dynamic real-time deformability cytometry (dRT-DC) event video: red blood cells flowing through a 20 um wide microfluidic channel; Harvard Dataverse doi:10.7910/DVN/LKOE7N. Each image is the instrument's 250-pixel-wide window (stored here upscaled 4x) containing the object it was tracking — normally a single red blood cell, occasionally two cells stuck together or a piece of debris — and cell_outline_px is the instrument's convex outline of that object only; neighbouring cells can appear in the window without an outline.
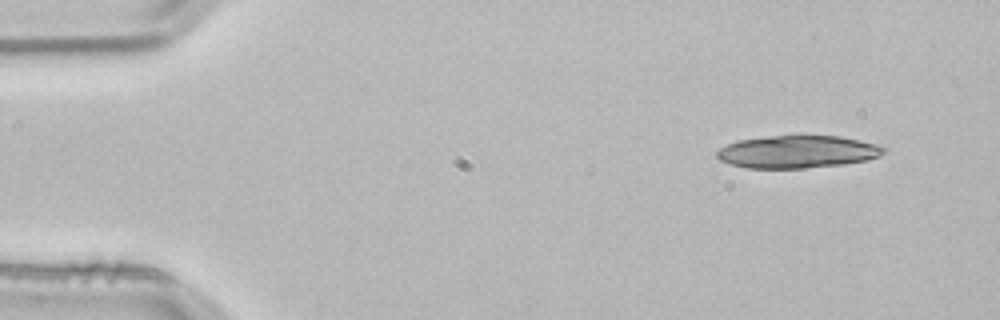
{"species": "common noctule bat (a hibernating species)", "species_latin": "Nyctalus noctula", "temperature_condition": "room temperature", "stored_images_in_passage": 11, "camera_frame_rate_fps": 3000, "um_per_image_px": 0.085, "animal": {"sex": "male", "body_mass_g": 21.5, "forearm_length_mm": 52.0}, "frame": {"image": 1, "passage_image": 1, "time_ms": 0.0, "image_size_px": [1000, 320], "cell_outline_px": [[888, 148], [880, 156], [868, 160], [844, 164], [804, 168], [744, 168], [728, 164], [720, 160], [716, 156], [716, 152], [720, 148], [736, 140], [800, 132], [804, 132], [840, 136], [884, 144]], "centroid_in_image_um": [67.85, 12.85], "position_along_channel_um": 17.1, "area_um2": 33.23}}